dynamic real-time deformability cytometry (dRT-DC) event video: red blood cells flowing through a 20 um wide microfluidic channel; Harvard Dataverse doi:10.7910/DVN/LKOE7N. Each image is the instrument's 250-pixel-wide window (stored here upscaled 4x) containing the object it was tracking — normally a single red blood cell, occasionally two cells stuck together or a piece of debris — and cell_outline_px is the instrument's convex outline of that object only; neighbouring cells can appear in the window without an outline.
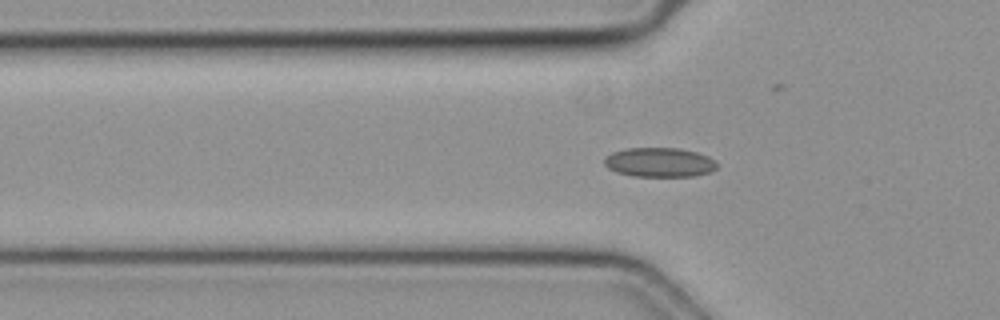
{"species": "common noctule bat (a hibernating species)", "species_latin": "Nyctalus noctula", "temperature_condition": "cold", "stored_images_in_passage": 48, "camera_frame_rate_fps": 3000, "um_per_image_px": 0.085, "animal": {"sex": "female", "body_mass_g": 19.3, "forearm_length_mm": 54.1}, "frame": {"image": 1, "passage_image": 18, "time_ms": 5.667, "image_size_px": [1000, 320], "cell_outline_px": [[716, 168], [712, 172], [696, 176], [632, 176], [616, 172], [608, 168], [604, 164], [604, 160], [612, 152], [628, 148], [680, 148], [696, 152], [708, 156], [716, 160]], "centroid_in_image_um": [56.08, 13.8], "position_along_channel_um": 69.7, "area_um2": 19.36}}
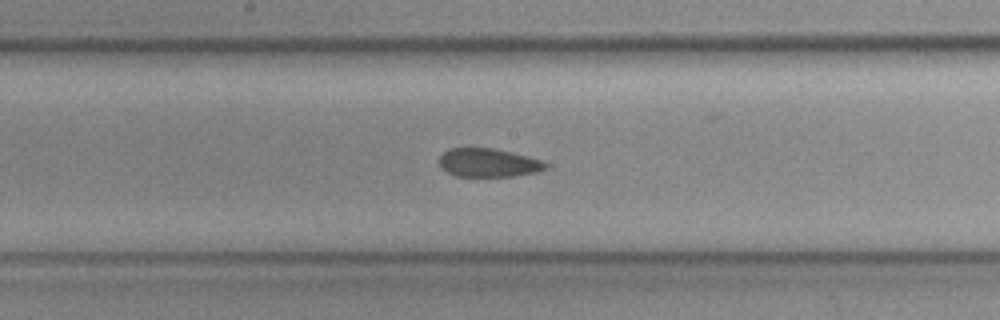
{"frame": {"image": 2, "passage_image": 29, "time_ms": 9.333, "image_size_px": [1000, 320], "cell_outline_px": [[548, 168], [536, 172], [512, 176], [456, 176], [448, 172], [440, 164], [440, 156], [448, 148], [492, 148], [512, 152], [528, 156], [540, 160], [548, 164]], "centroid_in_image_um": [41.53, 13.82], "position_along_channel_um": 206.7, "area_um2": 17.51}}
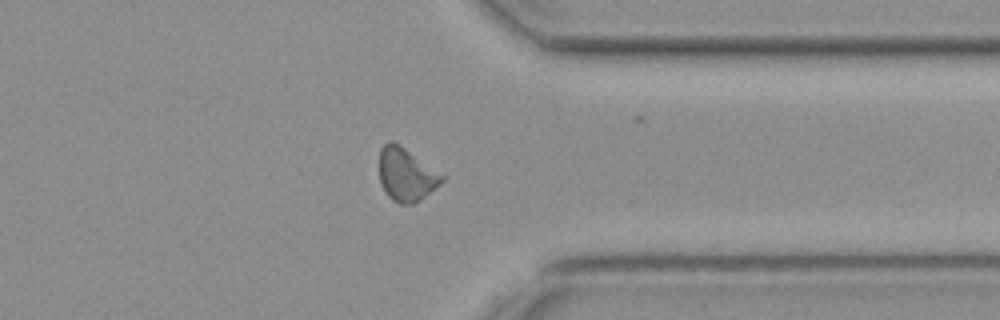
{"frame": {"image": 3, "passage_image": 43, "time_ms": 14.0, "image_size_px": [1000, 320], "cell_outline_px": [[444, 180], [440, 184], [420, 200], [412, 204], [400, 204], [392, 200], [388, 196], [380, 184], [380, 148], [388, 140], [392, 140], [400, 144], [444, 176]], "centroid_in_image_um": [34.5, 14.83], "position_along_channel_um": 376.9, "area_um2": 19.31}}